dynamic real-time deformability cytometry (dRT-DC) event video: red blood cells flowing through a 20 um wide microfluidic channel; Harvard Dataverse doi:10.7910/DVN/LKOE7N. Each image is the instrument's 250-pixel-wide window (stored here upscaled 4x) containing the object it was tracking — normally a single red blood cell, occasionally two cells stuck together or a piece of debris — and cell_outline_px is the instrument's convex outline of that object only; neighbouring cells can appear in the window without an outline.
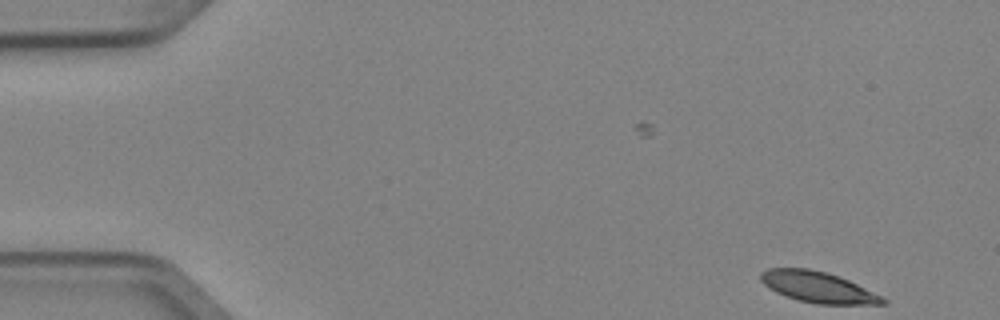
{"species": "Egyptian fruit bat (a non-hibernating species)", "species_latin": "Rousettus aegyptiacus", "temperature_condition": "cold", "stored_images_in_passage": 2, "segment_of_instrument_passage": [2, 2], "camera_frame_rate_fps": 3000, "um_per_image_px": 0.085, "animal": {"sex": "female"}, "frame": {"image": 1, "passage_image": 2, "time_ms": 0.333, "image_size_px": [1000, 320], "cell_outline_px": [[888, 304], [816, 304], [796, 300], [776, 292], [764, 284], [760, 280], [760, 272], [768, 268], [808, 268], [840, 276], [884, 296], [888, 300]], "centroid_in_image_um": [69.56, 24.41], "position_along_channel_um": 15.4, "area_um2": 22.2}}